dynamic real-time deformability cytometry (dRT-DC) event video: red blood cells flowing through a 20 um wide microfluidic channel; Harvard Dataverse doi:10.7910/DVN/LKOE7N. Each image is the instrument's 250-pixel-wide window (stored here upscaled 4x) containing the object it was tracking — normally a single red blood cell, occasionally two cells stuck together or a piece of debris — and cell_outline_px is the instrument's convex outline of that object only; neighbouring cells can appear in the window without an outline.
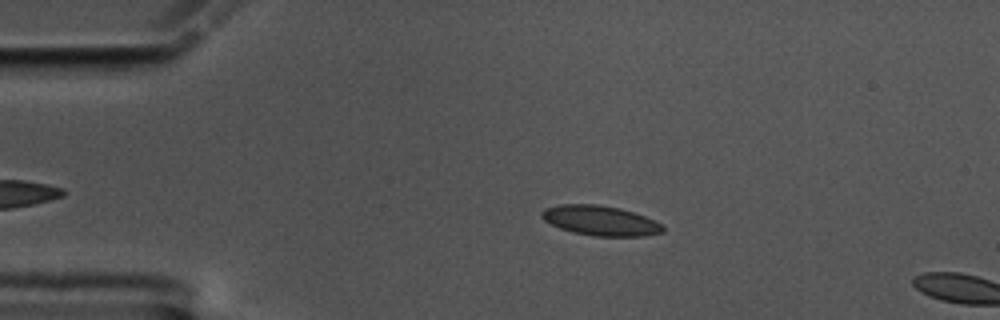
{"species": "common noctule bat (a hibernating species)", "species_latin": "Nyctalus noctula", "temperature_condition": "cold", "stored_images_in_passage": 12, "camera_frame_rate_fps": 3000, "um_per_image_px": 0.085, "animal": {"sex": "male", "body_mass_g": 17.5, "forearm_length_mm": 52.3}, "frame": {"image": 1, "passage_image": 10, "time_ms": 3.0, "image_size_px": [1000, 320], "cell_outline_px": [[664, 232], [644, 236], [592, 236], [572, 232], [560, 228], [544, 220], [540, 216], [540, 212], [544, 208], [560, 204], [596, 204], [620, 208], [644, 216], [660, 224], [664, 228]], "centroid_in_image_um": [50.99, 18.75], "position_along_channel_um": 34.0, "area_um2": 21.04}}